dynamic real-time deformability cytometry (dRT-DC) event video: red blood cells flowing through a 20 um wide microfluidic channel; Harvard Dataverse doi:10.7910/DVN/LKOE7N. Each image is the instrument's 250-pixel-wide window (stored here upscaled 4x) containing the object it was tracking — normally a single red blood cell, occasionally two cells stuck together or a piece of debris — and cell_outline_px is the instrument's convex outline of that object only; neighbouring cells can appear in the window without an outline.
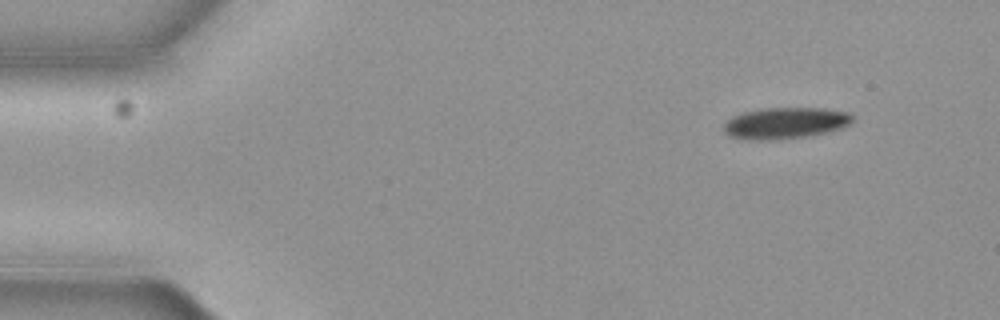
{"species": "common noctule bat (a hibernating species)", "species_latin": "Nyctalus noctula", "temperature_condition": "cold", "stored_images_in_passage": 5, "camera_frame_rate_fps": 3000, "um_per_image_px": 0.085, "animal": {"sex": "female", "body_mass_g": 19.3, "forearm_length_mm": 54.1}, "frame": {"image": 1, "passage_image": 1, "time_ms": 0.0, "image_size_px": [1000, 320], "cell_outline_px": [[856, 120], [852, 124], [828, 132], [808, 136], [768, 140], [728, 136], [724, 132], [724, 124], [732, 116], [744, 112], [768, 108], [824, 108], [848, 112]], "centroid_in_image_um": [66.82, 10.45], "position_along_channel_um": 18.2, "area_um2": 23.35}}
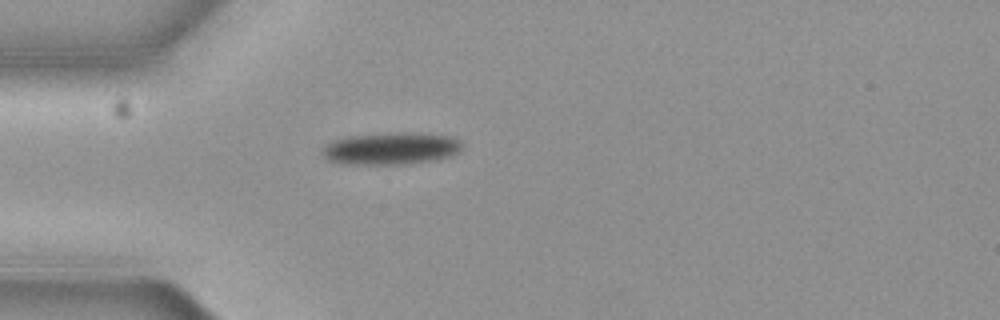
{"frame": {"image": 2, "passage_image": 4, "time_ms": 1.0, "image_size_px": [1000, 320], "cell_outline_px": [[464, 144], [460, 152], [452, 156], [432, 160], [404, 164], [340, 164], [328, 160], [320, 152], [324, 144], [332, 140], [348, 136], [400, 132], [408, 132], [452, 136], [460, 140]], "centroid_in_image_um": [33.23, 12.62], "position_along_channel_um": 51.8, "area_um2": 26.59}}